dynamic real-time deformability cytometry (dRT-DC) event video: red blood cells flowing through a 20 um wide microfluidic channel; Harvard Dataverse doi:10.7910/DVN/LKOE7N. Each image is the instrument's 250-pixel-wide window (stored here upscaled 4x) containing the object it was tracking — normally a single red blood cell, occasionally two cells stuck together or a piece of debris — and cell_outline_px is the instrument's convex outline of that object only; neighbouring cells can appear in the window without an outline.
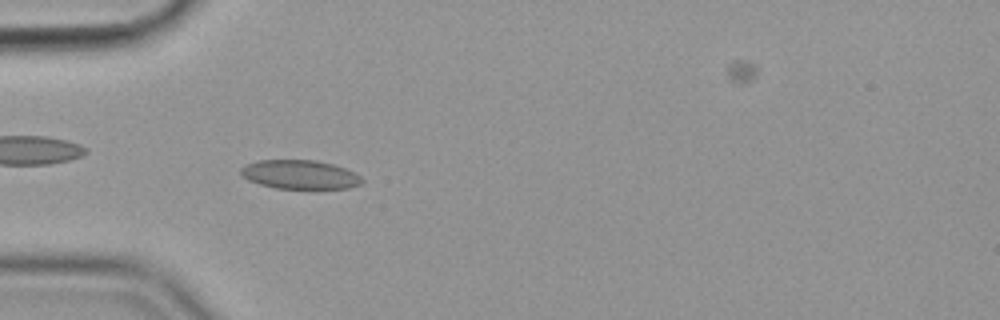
{"species": "common noctule bat (a hibernating species)", "species_latin": "Nyctalus noctula", "temperature_condition": "cold", "stored_images_in_passage": 45, "camera_frame_rate_fps": 3000, "um_per_image_px": 0.085, "animal": {"sex": "female", "body_mass_g": 19.9}, "frame": {"image": 1, "passage_image": 5, "time_ms": 1.333, "image_size_px": [1000, 320], "cell_outline_px": [[364, 180], [360, 184], [348, 188], [276, 188], [260, 184], [248, 180], [240, 172], [240, 168], [248, 164], [260, 160], [316, 160], [332, 164], [344, 168], [360, 176]], "centroid_in_image_um": [25.49, 14.83], "position_along_channel_um": 59.5, "area_um2": 20.11}}
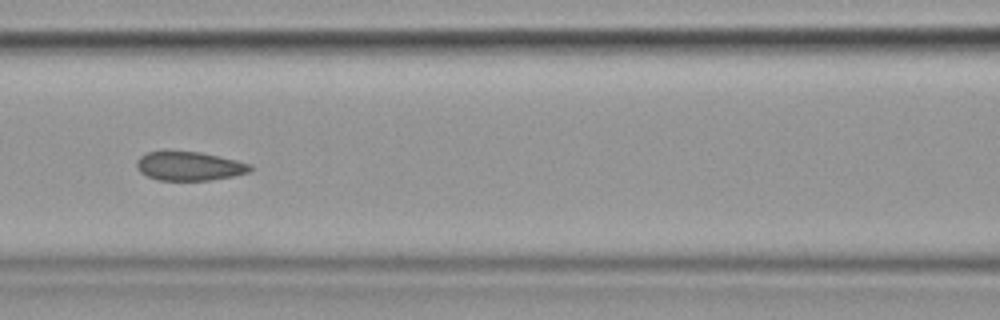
{"frame": {"image": 2, "passage_image": 13, "time_ms": 4.0, "image_size_px": [1000, 320], "cell_outline_px": [[256, 168], [248, 172], [232, 176], [208, 180], [160, 180], [148, 176], [140, 172], [136, 168], [136, 160], [140, 156], [148, 152], [200, 152], [236, 160], [252, 164]], "centroid_in_image_um": [16.11, 14.12], "position_along_channel_um": 150.5, "area_um2": 18.96}}
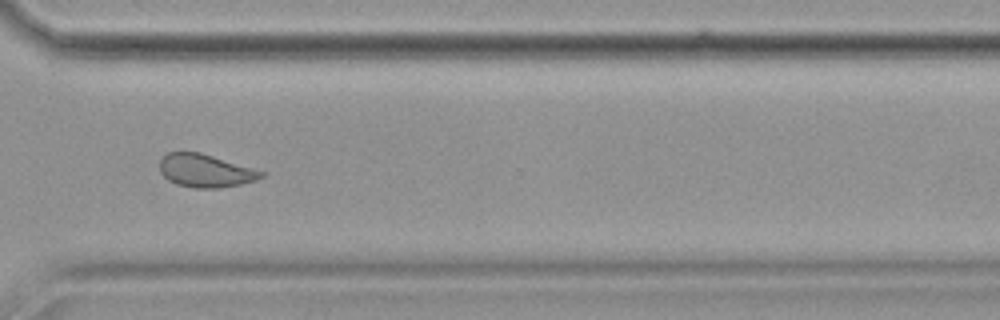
{"frame": {"image": 3, "passage_image": 30, "time_ms": 9.667, "image_size_px": [1000, 320], "cell_outline_px": [[264, 176], [256, 180], [240, 184], [220, 188], [192, 188], [176, 184], [168, 180], [160, 172], [160, 156], [168, 152], [200, 152], [264, 172]], "centroid_in_image_um": [17.4, 14.51], "position_along_channel_um": 353.2, "area_um2": 19.48}}